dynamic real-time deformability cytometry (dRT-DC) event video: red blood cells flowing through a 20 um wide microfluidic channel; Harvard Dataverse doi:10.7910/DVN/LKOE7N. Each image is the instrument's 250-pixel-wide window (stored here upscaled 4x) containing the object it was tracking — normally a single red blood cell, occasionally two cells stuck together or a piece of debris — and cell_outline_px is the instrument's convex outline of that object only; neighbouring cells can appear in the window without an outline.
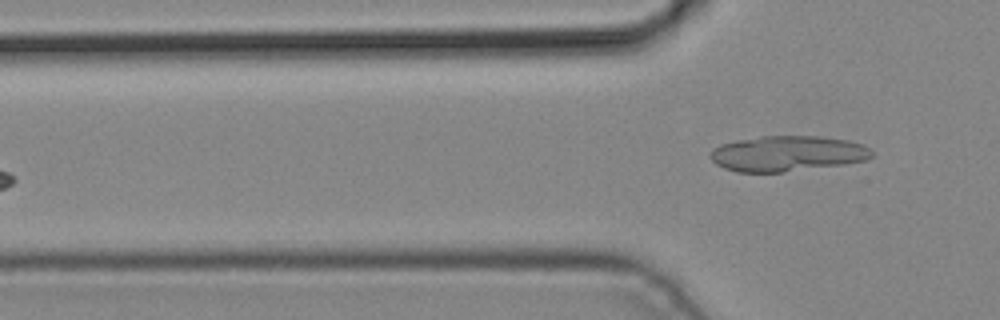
{"species": "common noctule bat (a hibernating species)", "species_latin": "Nyctalus noctula", "temperature_condition": "cold", "stored_images_in_passage": 3, "camera_frame_rate_fps": 3000, "um_per_image_px": 0.085, "animal": {"sex": "male", "body_mass_g": 19.2, "forearm_length_mm": 51.8}, "frame": {"image": 1, "passage_image": 3, "time_ms": 0.667, "image_size_px": [1000, 320], "cell_outline_px": [[872, 156], [864, 160], [844, 164], [780, 172], [736, 172], [724, 168], [716, 164], [708, 156], [708, 152], [712, 148], [720, 144], [736, 140], [760, 136], [820, 136], [848, 140], [860, 144], [868, 148], [872, 152]], "centroid_in_image_um": [66.84, 13.04], "position_along_channel_um": 59.0, "area_um2": 33.41}}